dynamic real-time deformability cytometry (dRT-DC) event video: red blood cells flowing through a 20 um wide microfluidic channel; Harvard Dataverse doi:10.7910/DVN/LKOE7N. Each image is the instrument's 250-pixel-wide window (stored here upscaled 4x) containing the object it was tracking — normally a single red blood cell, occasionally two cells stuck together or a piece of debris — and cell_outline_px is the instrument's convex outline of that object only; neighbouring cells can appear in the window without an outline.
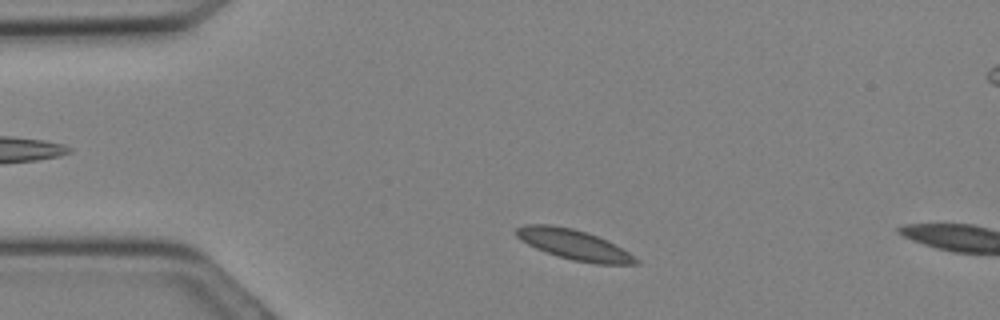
{"species": "Egyptian fruit bat (a non-hibernating species)", "species_latin": "Rousettus aegyptiacus", "temperature_condition": "cold", "stored_images_in_passage": 4, "camera_frame_rate_fps": 3000, "um_per_image_px": 0.085, "animal": {"sex": "female"}, "frame": {"image": 1, "passage_image": 2, "time_ms": 0.333, "image_size_px": [1000, 320], "cell_outline_px": [[640, 264], [596, 264], [572, 260], [536, 248], [520, 240], [516, 236], [516, 228], [524, 224], [548, 224], [572, 228], [596, 236], [628, 252], [640, 260]], "centroid_in_image_um": [48.76, 20.79], "position_along_channel_um": 36.2, "area_um2": 20.58}}